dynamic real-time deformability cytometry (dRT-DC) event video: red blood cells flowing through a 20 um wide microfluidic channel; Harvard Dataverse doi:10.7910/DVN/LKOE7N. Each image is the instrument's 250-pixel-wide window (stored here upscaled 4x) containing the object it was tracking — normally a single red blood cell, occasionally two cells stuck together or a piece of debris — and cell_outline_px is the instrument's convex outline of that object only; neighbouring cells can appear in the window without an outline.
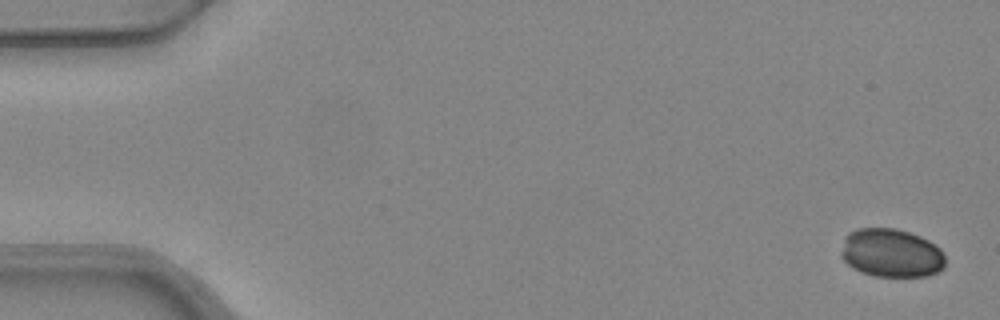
{"species": "common noctule bat (a hibernating species)", "species_latin": "Nyctalus noctula", "temperature_condition": "warm", "stored_images_in_passage": 5, "camera_frame_rate_fps": 3000, "um_per_image_px": 0.085, "animal": {"sex": "female", "body_mass_g": 24.6, "forearm_length_mm": 56.2}, "frame": {"image": 1, "passage_image": 1, "time_ms": 0.0, "image_size_px": [1000, 320], "cell_outline_px": [[944, 268], [940, 272], [924, 276], [876, 276], [860, 272], [852, 268], [840, 256], [840, 252], [844, 236], [848, 232], [856, 228], [896, 228], [920, 236], [928, 240], [940, 248], [944, 252]], "centroid_in_image_um": [75.73, 21.5], "position_along_channel_um": 9.3, "area_um2": 29.82}}
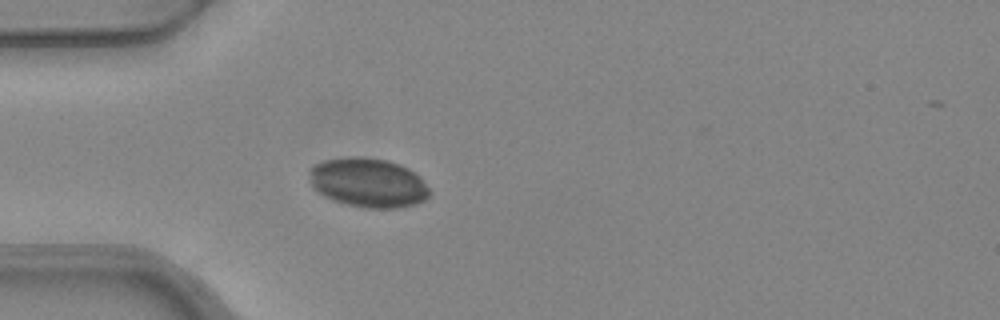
{"frame": {"image": 2, "passage_image": 5, "time_ms": 1.333, "image_size_px": [1000, 320], "cell_outline_px": [[432, 192], [424, 200], [416, 204], [396, 208], [364, 208], [332, 200], [316, 192], [312, 188], [312, 168], [316, 164], [324, 160], [356, 156], [388, 160], [400, 164], [408, 168], [420, 176]], "centroid_in_image_um": [31.34, 15.54], "position_along_channel_um": 53.7, "area_um2": 34.45}}